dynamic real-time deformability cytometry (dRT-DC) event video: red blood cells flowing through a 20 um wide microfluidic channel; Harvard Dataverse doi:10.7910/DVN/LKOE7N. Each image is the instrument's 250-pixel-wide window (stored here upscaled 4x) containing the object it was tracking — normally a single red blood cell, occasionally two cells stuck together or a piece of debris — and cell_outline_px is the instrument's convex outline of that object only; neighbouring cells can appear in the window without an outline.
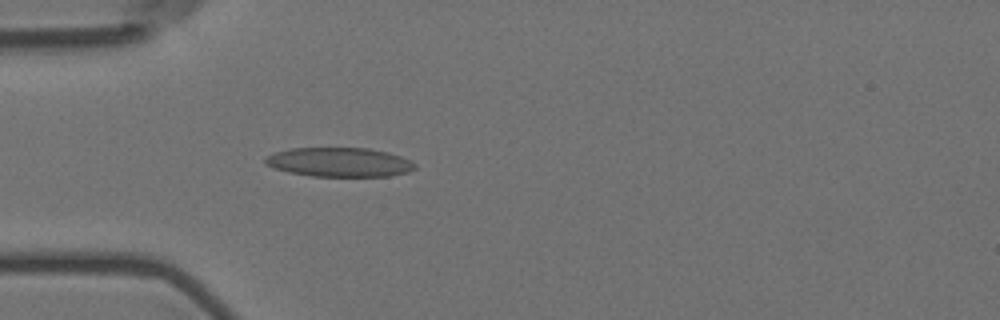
{"species": "Egyptian fruit bat (a non-hibernating species)", "species_latin": "Rousettus aegyptiacus", "temperature_condition": "room temperature", "stored_images_in_passage": 4, "camera_frame_rate_fps": 3000, "um_per_image_px": 0.085, "animal": {"sex": "female"}, "frame": {"image": 1, "passage_image": 4, "time_ms": 1.0, "image_size_px": [1000, 320], "cell_outline_px": [[416, 168], [408, 172], [388, 176], [312, 176], [288, 172], [264, 164], [264, 156], [276, 152], [292, 148], [368, 148], [388, 152], [400, 156], [416, 164]], "centroid_in_image_um": [28.83, 13.78], "position_along_channel_um": 56.2, "area_um2": 25.43}}